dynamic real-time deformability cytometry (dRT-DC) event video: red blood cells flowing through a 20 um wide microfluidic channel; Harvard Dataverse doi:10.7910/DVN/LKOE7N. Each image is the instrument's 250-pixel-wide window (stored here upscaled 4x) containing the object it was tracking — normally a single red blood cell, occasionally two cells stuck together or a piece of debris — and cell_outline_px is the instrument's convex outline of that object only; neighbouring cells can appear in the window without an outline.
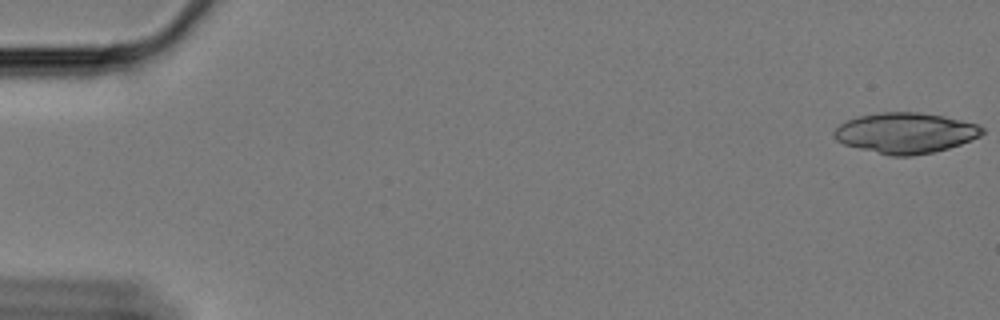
{"species": "Egyptian fruit bat (a non-hibernating species)", "species_latin": "Rousettus aegyptiacus", "temperature_condition": "cold", "stored_images_in_passage": 59, "segment_of_instrument_passage": [1, 2], "camera_frame_rate_fps": 3000, "um_per_image_px": 0.085, "animal": {"sex": "female"}, "frame": {"image": 1, "passage_image": 1, "time_ms": 0.0, "image_size_px": [1000, 320], "cell_outline_px": [[984, 132], [980, 136], [960, 144], [948, 148], [932, 152], [912, 156], [888, 156], [844, 144], [836, 140], [832, 136], [832, 132], [840, 124], [848, 120], [860, 116], [880, 112], [916, 112], [944, 116], [976, 124], [984, 128]], "centroid_in_image_um": [76.94, 11.31], "position_along_channel_um": 8.1, "area_um2": 34.91}}